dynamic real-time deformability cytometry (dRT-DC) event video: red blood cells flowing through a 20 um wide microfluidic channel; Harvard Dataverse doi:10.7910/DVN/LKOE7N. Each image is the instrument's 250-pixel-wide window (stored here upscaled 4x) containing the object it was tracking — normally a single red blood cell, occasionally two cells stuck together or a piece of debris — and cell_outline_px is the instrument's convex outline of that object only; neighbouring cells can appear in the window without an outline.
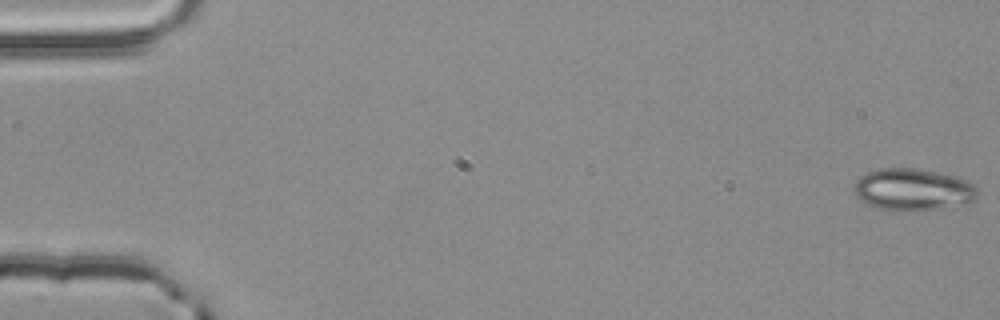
{"species": "common noctule bat (a hibernating species)", "species_latin": "Nyctalus noctula", "temperature_condition": "room temperature", "stored_images_in_passage": 55, "camera_frame_rate_fps": 3000, "um_per_image_px": 0.085, "animal": {"sex": "male", "body_mass_g": 20.4}, "frame": {"image": 1, "passage_image": 1, "time_ms": 0.0, "image_size_px": [1000, 320], "cell_outline_px": [[976, 200], [972, 204], [940, 208], [904, 212], [880, 208], [868, 204], [856, 196], [856, 180], [860, 176], [868, 172], [880, 168], [920, 168], [952, 176], [964, 180], [972, 184], [976, 188]], "centroid_in_image_um": [77.63, 16.13], "position_along_channel_um": 7.4, "area_um2": 30.11}}
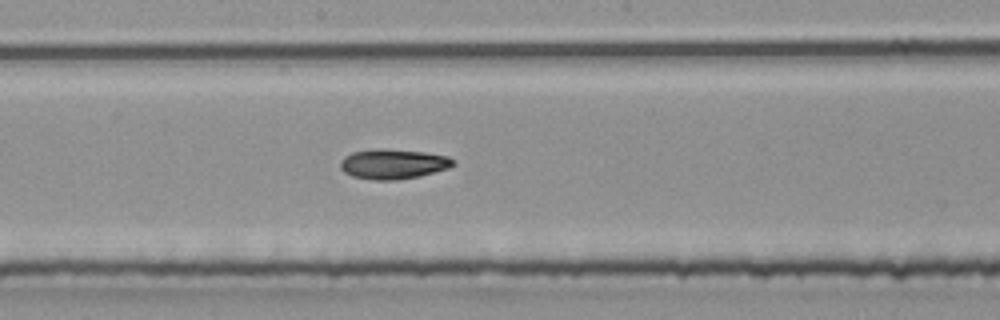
{"frame": {"image": 2, "passage_image": 30, "time_ms": 9.667, "image_size_px": [1000, 320], "cell_outline_px": [[456, 164], [448, 168], [420, 176], [396, 180], [376, 180], [352, 176], [344, 172], [340, 168], [340, 160], [344, 156], [352, 152], [376, 148], [380, 148], [424, 152], [448, 156], [456, 160]], "centroid_in_image_um": [33.42, 13.93], "position_along_channel_um": 214.8, "area_um2": 19.83}}
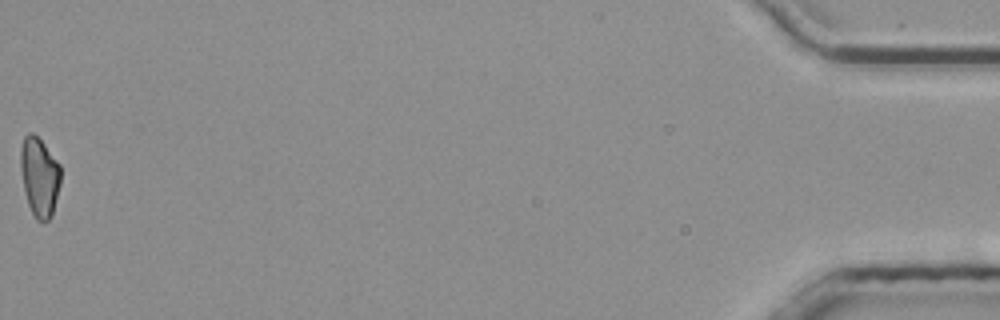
{"frame": {"image": 3, "passage_image": 55, "time_ms": 18.0, "image_size_px": [1000, 320], "cell_outline_px": [[60, 184], [52, 216], [44, 224], [36, 220], [28, 204], [24, 192], [20, 168], [20, 148], [24, 136], [28, 132], [32, 132], [44, 144], [60, 164]], "centroid_in_image_um": [3.34, 15.05], "position_along_channel_um": 431.9, "area_um2": 18.73}, "authors_computed_cell_mechanics": {"area_um2": 19.3052, "velocity_mm_per_s": 3.8772, "shape_relaxation_time_tau1_ms": 7.0862, "shape_relaxation_time_tau2_ms": 6.8226, "deformation_change_tau1": 0.1834, "deformation_change_tau2": 0.1373}}